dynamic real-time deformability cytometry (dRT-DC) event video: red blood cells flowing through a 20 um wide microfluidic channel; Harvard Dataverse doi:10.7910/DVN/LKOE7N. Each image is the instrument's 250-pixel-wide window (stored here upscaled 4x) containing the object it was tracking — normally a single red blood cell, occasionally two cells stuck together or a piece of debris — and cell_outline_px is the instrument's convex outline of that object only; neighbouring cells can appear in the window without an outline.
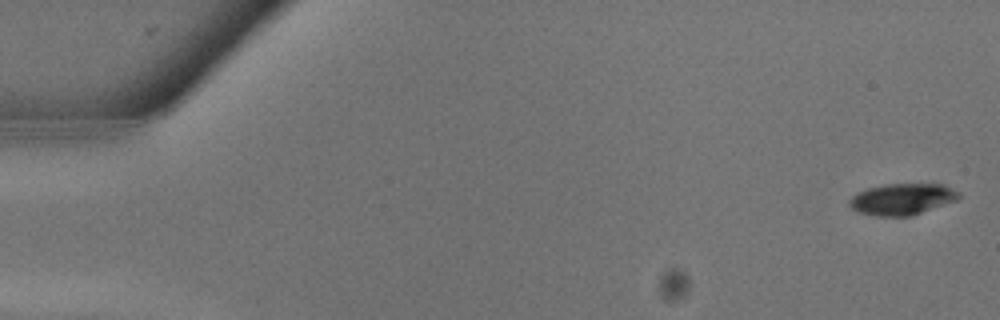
{"species": "common noctule bat (a hibernating species)", "species_latin": "Nyctalus noctula", "temperature_condition": "warm", "stored_images_in_passage": 12, "camera_frame_rate_fps": 3000, "um_per_image_px": 0.085, "animal": {"sex": "male", "body_mass_g": 13.3}, "frame": {"image": 1, "passage_image": 1, "time_ms": 0.0, "image_size_px": [1000, 320], "cell_outline_px": [[960, 196], [956, 200], [912, 216], [876, 216], [856, 212], [848, 204], [848, 200], [852, 196], [868, 188], [884, 184], [944, 184], [960, 192]], "centroid_in_image_um": [76.67, 16.93], "position_along_channel_um": 8.3, "area_um2": 20.06}}
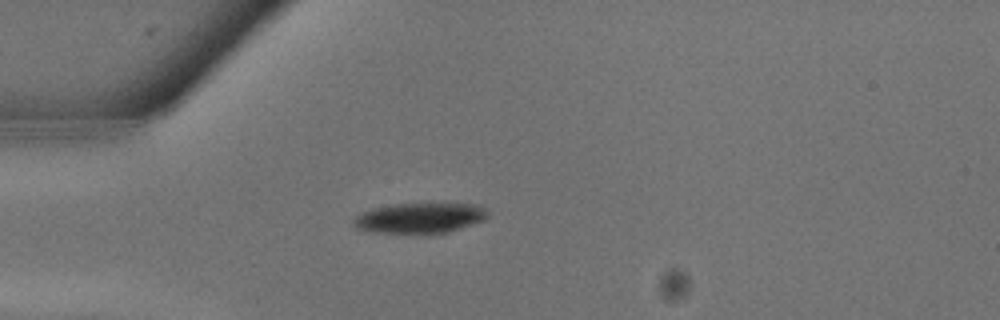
{"frame": {"image": 2, "passage_image": 8, "time_ms": 2.333, "image_size_px": [1000, 320], "cell_outline_px": [[488, 216], [484, 220], [448, 232], [428, 236], [372, 232], [356, 228], [352, 220], [356, 216], [372, 208], [392, 204], [476, 204], [484, 208], [488, 212]], "centroid_in_image_um": [35.66, 18.57], "position_along_channel_um": 49.3, "area_um2": 24.28}}
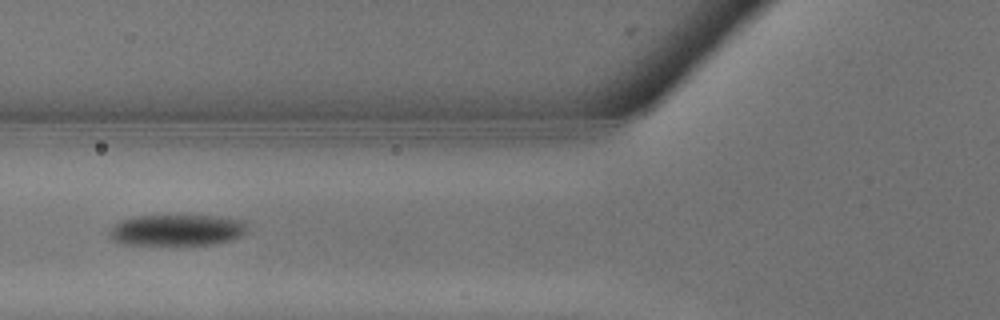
{"frame": {"image": 3, "passage_image": 11, "time_ms": 3.333, "image_size_px": [1000, 320], "cell_outline_px": [[248, 232], [232, 240], [216, 244], [180, 248], [176, 248], [120, 244], [112, 240], [108, 236], [108, 228], [112, 224], [120, 220], [136, 216], [188, 212], [224, 216], [244, 220], [248, 228]], "centroid_in_image_um": [15.03, 19.56], "position_along_channel_um": 110.8, "area_um2": 28.21}}